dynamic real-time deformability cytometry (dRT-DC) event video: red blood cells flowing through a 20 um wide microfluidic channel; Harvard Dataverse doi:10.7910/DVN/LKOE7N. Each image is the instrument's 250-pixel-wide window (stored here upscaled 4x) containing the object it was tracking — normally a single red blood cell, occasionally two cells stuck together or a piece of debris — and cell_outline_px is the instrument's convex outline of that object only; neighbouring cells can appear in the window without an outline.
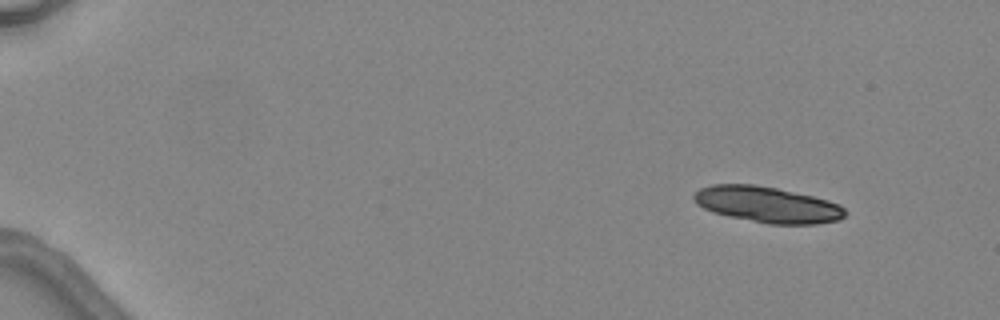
{"species": "common noctule bat (a hibernating species)", "species_latin": "Nyctalus noctula", "temperature_condition": "warm", "stored_images_in_passage": 5, "camera_frame_rate_fps": 3000, "um_per_image_px": 0.085, "animal": {"sex": "female", "body_mass_g": 24.6, "forearm_length_mm": 56.2}, "frame": {"image": 1, "passage_image": 1, "time_ms": 0.0, "image_size_px": [1000, 320], "cell_outline_px": [[848, 212], [840, 220], [816, 224], [768, 224], [728, 216], [712, 212], [696, 204], [692, 200], [692, 196], [700, 188], [712, 184], [756, 184], [776, 188], [812, 196], [828, 200], [840, 204]], "centroid_in_image_um": [65.22, 17.39], "position_along_channel_um": 19.8, "area_um2": 31.91}}
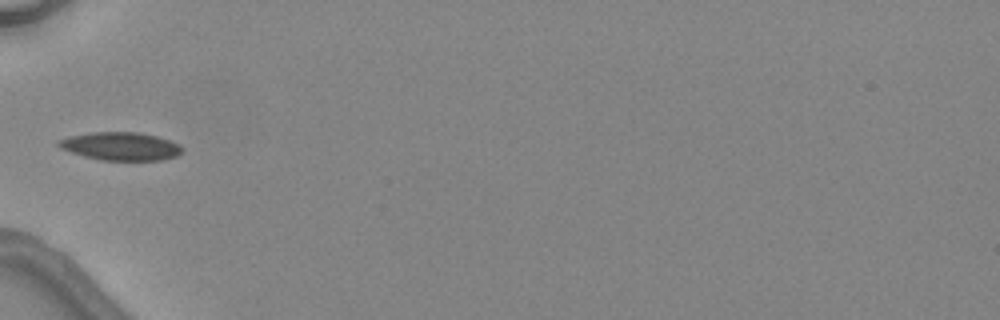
{"frame": {"image": 2, "passage_image": 5, "time_ms": 4.667, "image_size_px": [1000, 320], "cell_outline_px": [[184, 148], [176, 156], [160, 160], [100, 160], [84, 156], [60, 148], [56, 144], [56, 140], [72, 136], [92, 132], [140, 132], [156, 136], [168, 140]], "centroid_in_image_um": [10.22, 12.43], "position_along_channel_um": 74.8, "area_um2": 20.06}}